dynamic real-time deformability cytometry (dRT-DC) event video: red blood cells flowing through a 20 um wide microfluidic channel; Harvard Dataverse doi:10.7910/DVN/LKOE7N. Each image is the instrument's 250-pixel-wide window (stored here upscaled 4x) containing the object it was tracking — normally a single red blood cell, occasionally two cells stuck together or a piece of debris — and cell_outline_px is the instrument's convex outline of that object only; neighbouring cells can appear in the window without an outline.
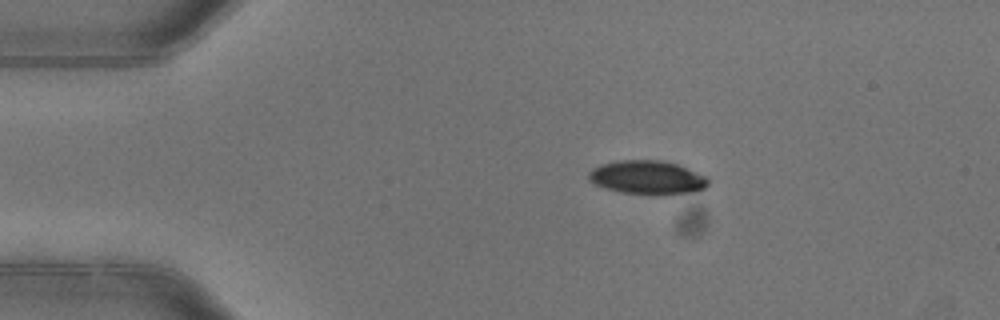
{"species": "common noctule bat (a hibernating species)", "species_latin": "Nyctalus noctula", "temperature_condition": "warm", "stored_images_in_passage": 2, "camera_frame_rate_fps": 3000, "um_per_image_px": 0.085, "animal": {"sex": "female"}, "frame": {"image": 1, "passage_image": 1, "time_ms": 0.0, "image_size_px": [1000, 320], "cell_outline_px": [[708, 184], [704, 188], [692, 192], [660, 196], [620, 192], [604, 188], [588, 180], [588, 172], [592, 168], [600, 164], [620, 160], [664, 160], [676, 164], [708, 176]], "centroid_in_image_um": [55.02, 15.09], "position_along_channel_um": 30.0, "area_um2": 23.87}}